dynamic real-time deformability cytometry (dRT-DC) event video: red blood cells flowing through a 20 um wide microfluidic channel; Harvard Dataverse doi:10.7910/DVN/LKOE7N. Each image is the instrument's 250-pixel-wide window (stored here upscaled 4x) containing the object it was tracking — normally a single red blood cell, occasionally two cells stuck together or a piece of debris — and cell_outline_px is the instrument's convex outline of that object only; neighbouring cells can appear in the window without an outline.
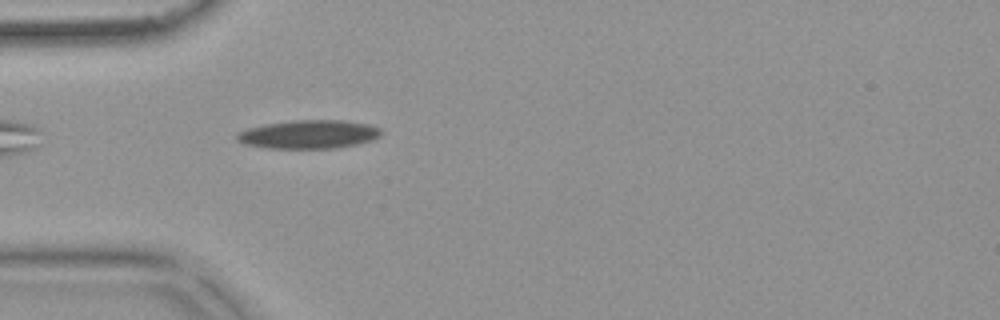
{"species": "common noctule bat (a hibernating species)", "species_latin": "Nyctalus noctula", "temperature_condition": "warm", "stored_images_in_passage": 43, "camera_frame_rate_fps": 3000, "um_per_image_px": 0.085, "animal": {"sex": "female", "body_mass_g": 18.4}, "frame": {"image": 1, "passage_image": 3, "time_ms": 0.667, "image_size_px": [1000, 320], "cell_outline_px": [[380, 136], [372, 140], [356, 144], [336, 148], [268, 148], [248, 144], [236, 140], [236, 132], [248, 128], [264, 124], [296, 120], [340, 120], [368, 124], [380, 128]], "centroid_in_image_um": [26.23, 11.41], "position_along_channel_um": 58.8, "area_um2": 23.81}}
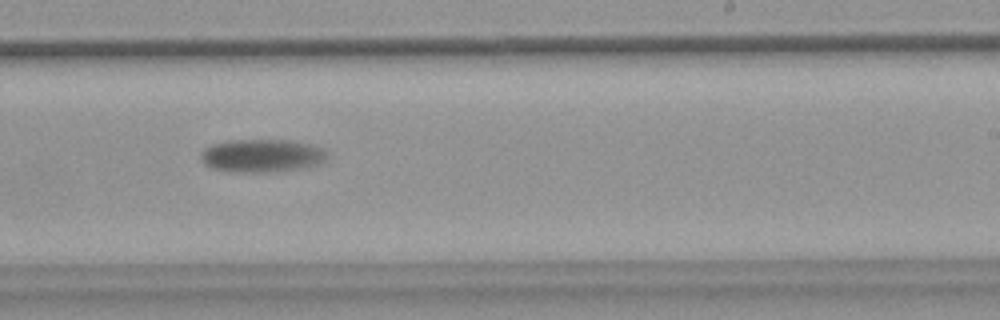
{"frame": {"image": 2, "passage_image": 21, "time_ms": 6.667, "image_size_px": [1000, 320], "cell_outline_px": [[328, 160], [320, 164], [304, 168], [280, 172], [228, 172], [212, 168], [204, 164], [200, 160], [200, 152], [204, 148], [212, 144], [228, 140], [292, 140], [324, 148], [328, 156]], "centroid_in_image_um": [22.27, 13.24], "position_along_channel_um": 266.7, "area_um2": 24.97}}
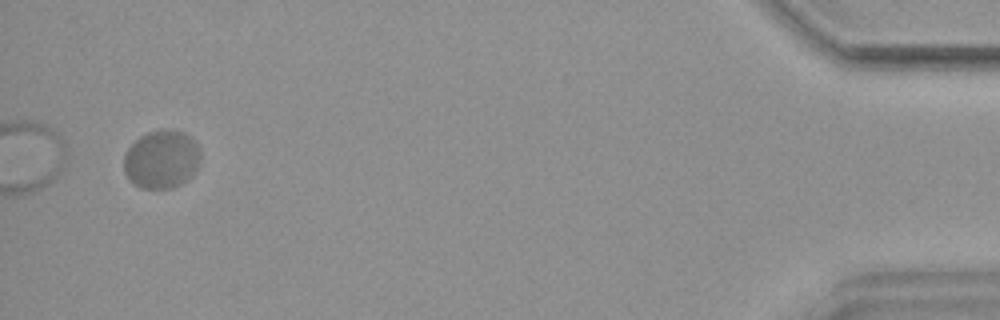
{"frame": {"image": 3, "passage_image": 41, "time_ms": 13.333, "image_size_px": [1000, 320], "cell_outline_px": [[200, 164], [192, 176], [188, 180], [172, 188], [140, 188], [132, 184], [124, 172], [124, 156], [128, 148], [140, 136], [148, 132], [164, 128], [172, 128], [184, 132], [200, 148]], "centroid_in_image_um": [13.74, 13.54], "position_along_channel_um": 421.5, "area_um2": 26.41}, "authors_computed_cell_mechanics": {"area_um2": 24.5072, "velocity_mm_per_s": 3.5373, "shape_relaxation_time_tau1_ms": 4.3051, "shape_relaxation_time_tau2_ms": null, "deformation_change_tau1": 0.092, "deformation_change_tau2": null}}